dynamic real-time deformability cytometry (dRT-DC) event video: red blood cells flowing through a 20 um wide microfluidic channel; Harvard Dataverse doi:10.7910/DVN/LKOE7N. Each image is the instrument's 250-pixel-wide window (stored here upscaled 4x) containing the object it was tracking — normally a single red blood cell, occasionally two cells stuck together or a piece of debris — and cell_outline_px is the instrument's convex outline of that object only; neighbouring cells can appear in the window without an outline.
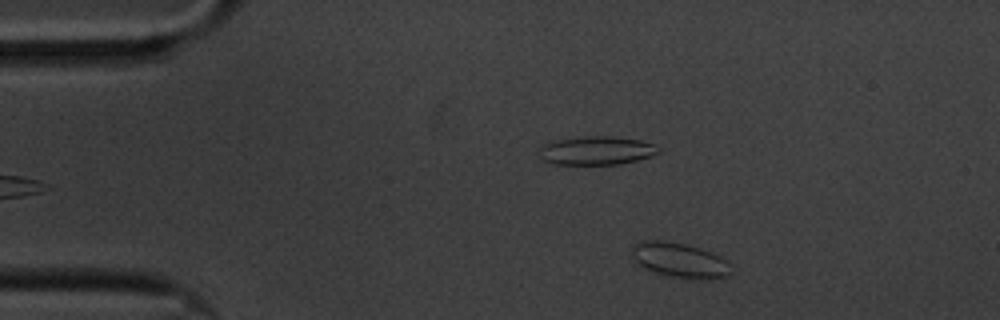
{"species": "common noctule bat (a hibernating species)", "species_latin": "Nyctalus noctula", "temperature_condition": "cold", "stored_images_in_passage": 55, "camera_frame_rate_fps": 3000, "um_per_image_px": 0.085, "animal": {"sex": "male", "body_mass_g": 20.1, "forearm_length_mm": 53.5}, "frame": {"image": 1, "passage_image": 5, "time_ms": 1.333, "image_size_px": [1000, 320], "cell_outline_px": [[728, 276], [668, 276], [644, 268], [636, 264], [632, 260], [632, 248], [640, 240], [664, 240], [684, 244], [712, 252], [720, 256], [728, 264]], "centroid_in_image_um": [57.62, 22.04], "position_along_channel_um": 27.4, "area_um2": 19.19}}
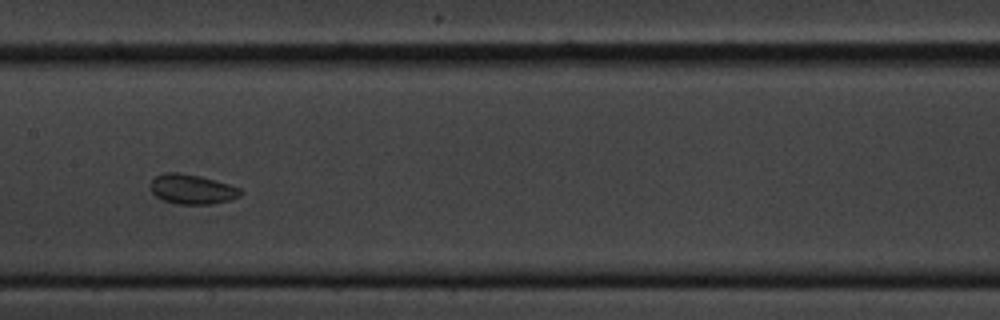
{"frame": {"image": 2, "passage_image": 25, "time_ms": 8.0, "image_size_px": [1000, 320], "cell_outline_px": [[244, 192], [240, 196], [228, 200], [212, 204], [176, 204], [164, 200], [156, 196], [152, 192], [152, 180], [156, 176], [164, 172], [180, 172], [200, 176], [216, 180], [240, 188]], "centroid_in_image_um": [16.35, 16.08], "position_along_channel_um": 191.1, "area_um2": 15.55}}
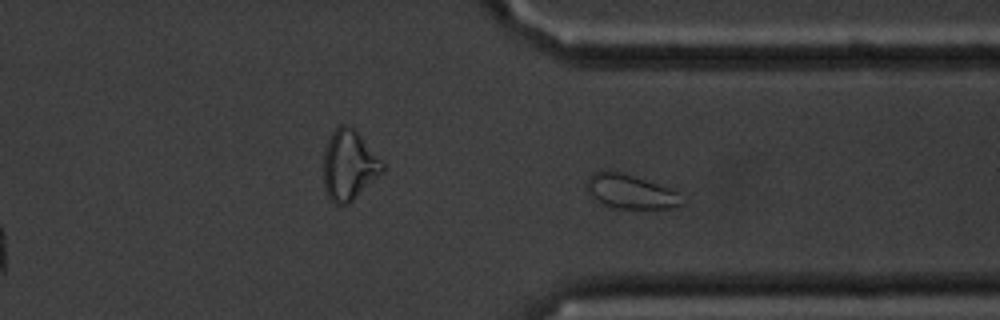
{"frame": {"image": 3, "passage_image": 40, "time_ms": 13.0, "image_size_px": [1000, 320], "cell_outline_px": [[688, 200], [684, 204], [676, 208], [612, 208], [600, 204], [588, 196], [584, 188], [584, 184], [588, 176], [592, 172], [608, 168], [668, 188], [676, 192]], "centroid_in_image_um": [53.49, 16.29], "position_along_channel_um": 357.9, "area_um2": 19.65}, "authors_computed_cell_mechanics": {"area_um2": 16.762, "velocity_mm_per_s": 3.3326, "shape_relaxation_time_tau1_ms": 2.313, "shape_relaxation_time_tau2_ms": 3.5462, "deformation_change_tau1": 0.077, "deformation_change_tau2": 0.0592}}